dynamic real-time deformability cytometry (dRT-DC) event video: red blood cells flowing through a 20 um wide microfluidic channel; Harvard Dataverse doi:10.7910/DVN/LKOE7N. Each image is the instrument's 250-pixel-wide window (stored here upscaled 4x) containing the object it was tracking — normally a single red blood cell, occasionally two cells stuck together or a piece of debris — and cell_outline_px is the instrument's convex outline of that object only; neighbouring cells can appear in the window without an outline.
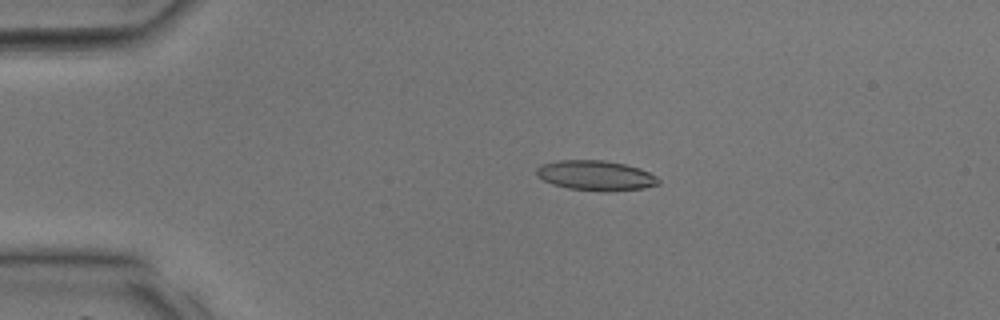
{"species": "common noctule bat (a hibernating species)", "species_latin": "Nyctalus noctula", "temperature_condition": "room temperature", "stored_images_in_passage": 37, "camera_frame_rate_fps": 3000, "um_per_image_px": 0.085, "animal": {"sex": "male", "body_mass_g": 17.9, "forearm_length_mm": 54.2}, "frame": {"image": 1, "passage_image": 8, "time_ms": 2.333, "image_size_px": [1000, 320], "cell_outline_px": [[660, 184], [644, 188], [604, 192], [568, 188], [552, 184], [536, 176], [536, 168], [544, 164], [556, 160], [604, 160], [624, 164], [640, 168], [656, 176], [660, 180]], "centroid_in_image_um": [50.64, 14.92], "position_along_channel_um": 34.4, "area_um2": 21.39}}
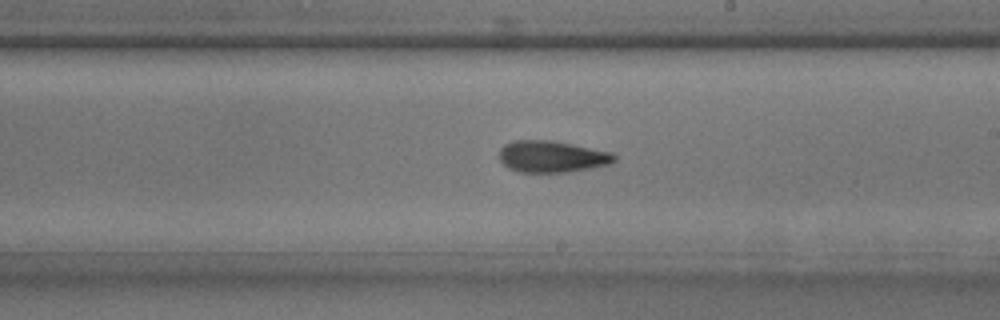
{"frame": {"image": 2, "passage_image": 22, "time_ms": 7.0, "image_size_px": [1000, 320], "cell_outline_px": [[616, 160], [612, 164], [568, 172], [520, 172], [508, 168], [500, 160], [500, 148], [504, 144], [512, 140], [552, 140], [612, 152], [616, 156]], "centroid_in_image_um": [46.92, 13.3], "position_along_channel_um": 242.1, "area_um2": 21.33}}
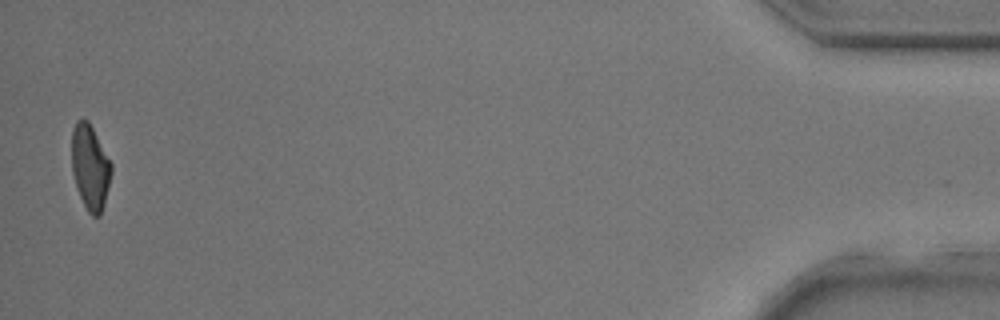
{"frame": {"image": 3, "passage_image": 37, "time_ms": 12.0, "image_size_px": [1000, 320], "cell_outline_px": [[112, 172], [100, 216], [92, 216], [88, 212], [76, 188], [72, 172], [72, 128], [76, 120], [84, 116], [88, 120], [112, 164]], "centroid_in_image_um": [7.64, 14.16], "position_along_channel_um": 427.6, "area_um2": 19.59}}